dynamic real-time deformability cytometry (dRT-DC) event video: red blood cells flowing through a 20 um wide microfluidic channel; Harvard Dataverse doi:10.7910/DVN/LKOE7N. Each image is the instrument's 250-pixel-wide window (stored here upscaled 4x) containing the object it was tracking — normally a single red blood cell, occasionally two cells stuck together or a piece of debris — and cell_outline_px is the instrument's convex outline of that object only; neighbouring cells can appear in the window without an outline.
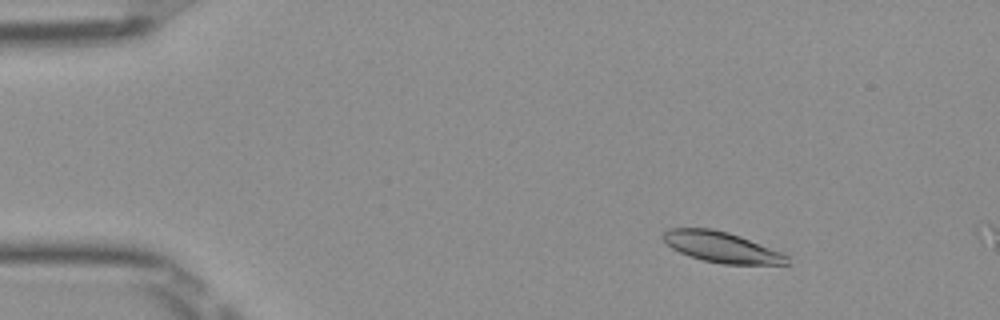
{"species": "Egyptian fruit bat (a non-hibernating species)", "species_latin": "Rousettus aegyptiacus", "temperature_condition": "room temperature", "stored_images_in_passage": 9, "camera_frame_rate_fps": 3000, "um_per_image_px": 0.085, "frame": {"image": 1, "passage_image": 7, "time_ms": 2.0, "image_size_px": [1000, 320], "cell_outline_px": [[788, 264], [724, 264], [704, 260], [688, 256], [672, 248], [660, 236], [668, 228], [712, 228], [728, 232], [740, 236], [780, 252], [788, 256]], "centroid_in_image_um": [61.29, 20.99], "position_along_channel_um": 23.7, "area_um2": 21.91}}